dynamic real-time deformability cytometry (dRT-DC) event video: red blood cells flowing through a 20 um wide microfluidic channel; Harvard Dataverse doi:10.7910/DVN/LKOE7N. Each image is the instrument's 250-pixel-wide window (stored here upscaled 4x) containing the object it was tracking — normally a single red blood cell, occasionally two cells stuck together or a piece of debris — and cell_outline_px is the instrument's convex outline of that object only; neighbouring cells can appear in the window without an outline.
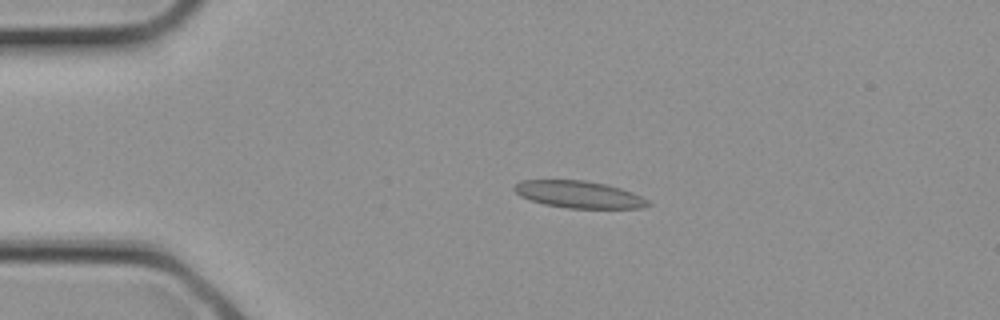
{"species": "common noctule bat (a hibernating species)", "species_latin": "Nyctalus noctula", "temperature_condition": "cold", "stored_images_in_passage": 3, "camera_frame_rate_fps": 3000, "um_per_image_px": 0.085, "animal": {"sex": "female", "body_mass_g": 21.9}, "frame": {"image": 1, "passage_image": 2, "time_ms": 0.333, "image_size_px": [1000, 320], "cell_outline_px": [[652, 204], [644, 208], [568, 208], [544, 204], [520, 196], [512, 188], [520, 180], [584, 180], [604, 184], [620, 188], [632, 192], [648, 200]], "centroid_in_image_um": [49.21, 16.53], "position_along_channel_um": 35.8, "area_um2": 20.98}}
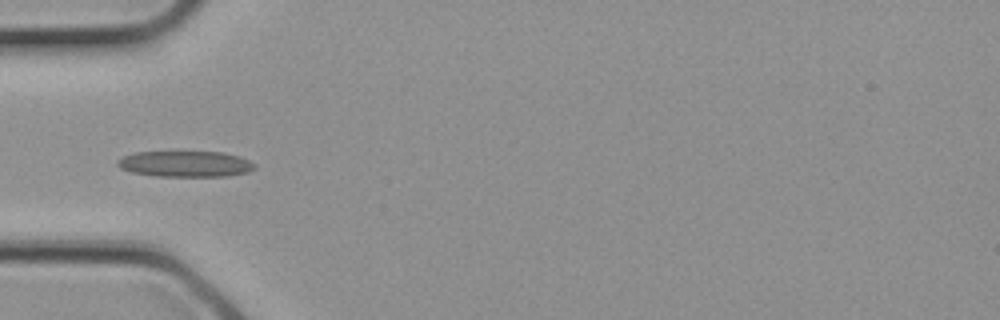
{"frame": {"image": 2, "passage_image": 3, "time_ms": 0.667, "image_size_px": [1000, 320], "cell_outline_px": [[256, 168], [248, 172], [228, 176], [156, 176], [132, 172], [120, 168], [116, 164], [116, 160], [124, 156], [136, 152], [224, 152], [240, 156], [256, 164]], "centroid_in_image_um": [15.78, 13.93], "position_along_channel_um": 69.2, "area_um2": 20.81}}